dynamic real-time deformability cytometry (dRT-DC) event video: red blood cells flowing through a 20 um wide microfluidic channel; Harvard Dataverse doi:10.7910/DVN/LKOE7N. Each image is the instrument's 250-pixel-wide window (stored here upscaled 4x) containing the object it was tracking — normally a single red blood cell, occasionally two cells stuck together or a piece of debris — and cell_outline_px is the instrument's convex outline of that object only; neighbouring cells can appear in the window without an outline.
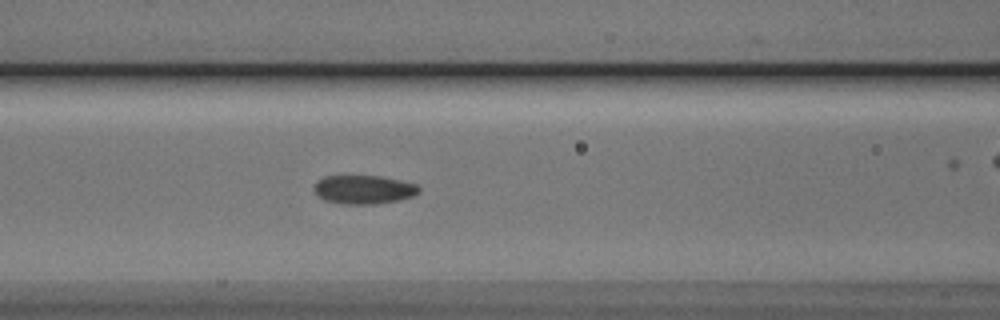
{"species": "Egyptian fruit bat (a non-hibernating species)", "species_latin": "Rousettus aegyptiacus", "temperature_condition": "cold", "stored_images_in_passage": 45, "camera_frame_rate_fps": 3000, "um_per_image_px": 0.085, "animal": {"sex": "male"}, "frame": {"image": 1, "passage_image": 23, "time_ms": 7.333, "image_size_px": [1000, 320], "cell_outline_px": [[420, 192], [412, 196], [400, 200], [376, 204], [340, 204], [324, 200], [316, 196], [312, 188], [316, 180], [324, 176], [380, 176], [400, 180], [416, 184], [420, 188]], "centroid_in_image_um": [30.86, 16.12], "position_along_channel_um": 135.7, "area_um2": 17.86}}
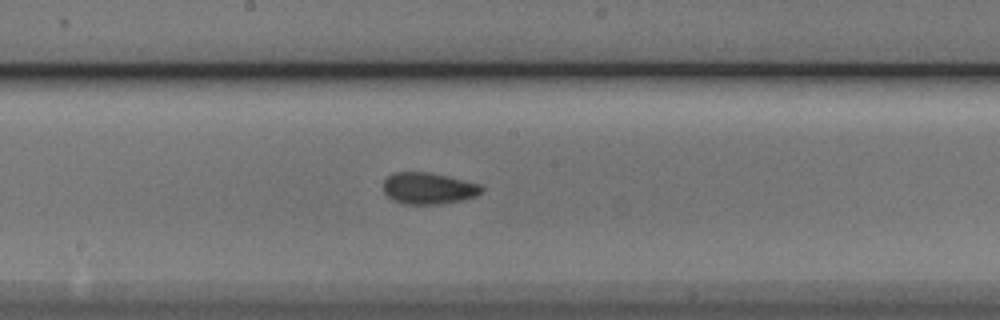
{"frame": {"image": 2, "passage_image": 29, "time_ms": 9.333, "image_size_px": [1000, 320], "cell_outline_px": [[484, 188], [476, 196], [464, 200], [440, 204], [404, 204], [392, 200], [384, 192], [384, 180], [388, 176], [396, 172], [428, 172], [448, 176], [480, 184]], "centroid_in_image_um": [36.42, 16.01], "position_along_channel_um": 211.8, "area_um2": 18.09}}
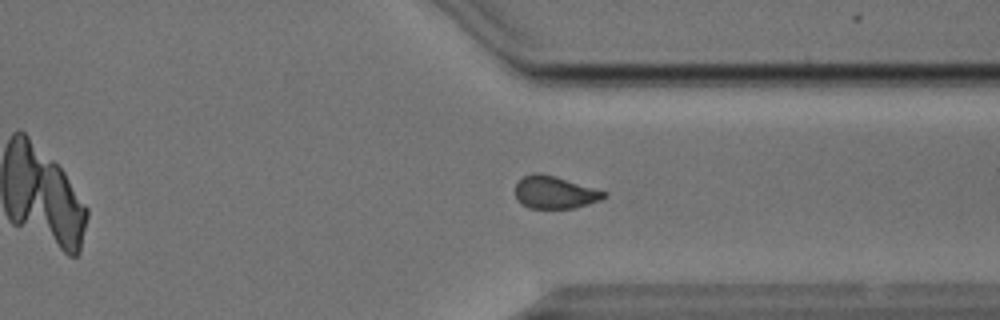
{"frame": {"image": 3, "passage_image": 41, "time_ms": 13.333, "image_size_px": [1000, 320], "cell_outline_px": [[608, 196], [600, 200], [576, 208], [528, 208], [520, 204], [516, 200], [516, 184], [524, 176], [532, 172], [540, 172], [556, 176], [608, 192]], "centroid_in_image_um": [47.16, 16.35], "position_along_channel_um": 364.2, "area_um2": 17.05}}